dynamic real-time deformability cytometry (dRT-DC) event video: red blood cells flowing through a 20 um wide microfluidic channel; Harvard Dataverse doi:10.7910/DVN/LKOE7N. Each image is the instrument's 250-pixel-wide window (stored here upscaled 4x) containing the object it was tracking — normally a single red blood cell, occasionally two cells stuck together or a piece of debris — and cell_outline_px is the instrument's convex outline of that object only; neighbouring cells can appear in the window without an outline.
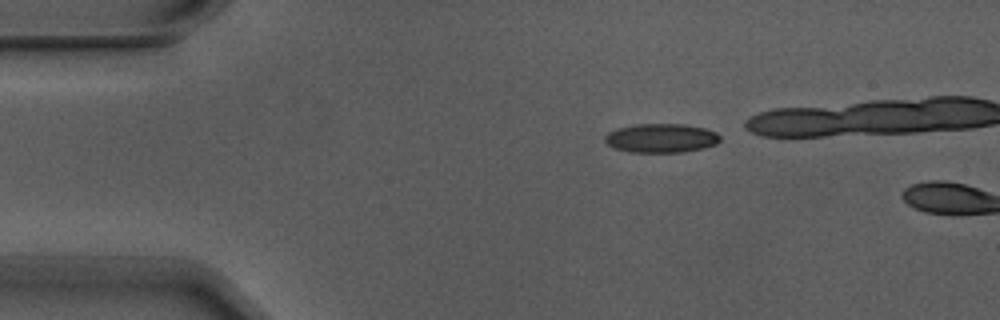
{"species": "Egyptian fruit bat (a non-hibernating species)", "species_latin": "Rousettus aegyptiacus", "temperature_condition": "warm", "stored_images_in_passage": 3, "camera_frame_rate_fps": 3000, "um_per_image_px": 0.085, "animal": {"sex": "male"}, "frame": {"image": 1, "passage_image": 1, "time_ms": 0.0, "image_size_px": [1000, 320], "cell_outline_px": [[720, 140], [716, 144], [704, 148], [684, 152], [628, 152], [612, 148], [604, 140], [604, 136], [608, 132], [616, 128], [636, 124], [684, 124], [704, 128], [716, 132], [720, 136]], "centroid_in_image_um": [56.17, 11.74], "position_along_channel_um": 28.8, "area_um2": 19.65}}